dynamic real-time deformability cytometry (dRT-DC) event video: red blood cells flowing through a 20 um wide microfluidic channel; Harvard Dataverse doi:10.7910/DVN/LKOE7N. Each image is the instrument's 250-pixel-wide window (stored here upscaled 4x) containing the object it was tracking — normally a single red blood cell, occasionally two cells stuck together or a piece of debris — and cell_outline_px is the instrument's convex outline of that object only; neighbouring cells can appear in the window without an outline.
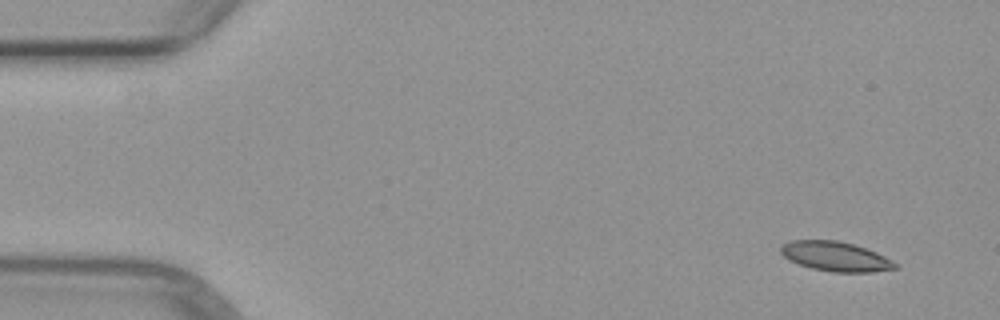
{"species": "common noctule bat (a hibernating species)", "species_latin": "Nyctalus noctula", "temperature_condition": "warm", "stored_images_in_passage": 4, "camera_frame_rate_fps": 3000, "um_per_image_px": 0.085, "animal": {"sex": "female", "body_mass_g": 29.2, "forearm_length_mm": 56.3}, "frame": {"image": 1, "passage_image": 1, "time_ms": 0.0, "image_size_px": [1000, 320], "cell_outline_px": [[900, 268], [872, 272], [832, 272], [812, 268], [788, 260], [780, 252], [780, 244], [788, 240], [836, 240], [852, 244], [876, 252], [900, 264]], "centroid_in_image_um": [71.02, 21.8], "position_along_channel_um": 14.0, "area_um2": 19.88}}
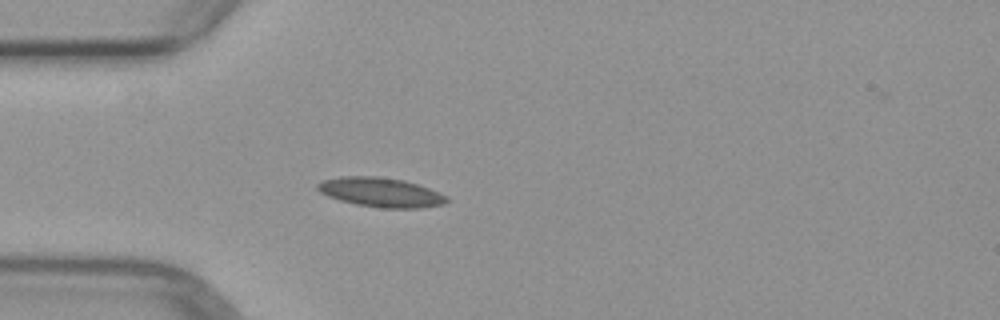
{"frame": {"image": 2, "passage_image": 4, "time_ms": 3.667, "image_size_px": [1000, 320], "cell_outline_px": [[448, 200], [444, 204], [420, 208], [380, 208], [356, 204], [340, 200], [328, 196], [320, 192], [316, 188], [316, 184], [320, 180], [340, 176], [376, 176], [404, 180], [428, 188], [448, 196]], "centroid_in_image_um": [32.33, 16.34], "position_along_channel_um": 52.7, "area_um2": 22.2}}